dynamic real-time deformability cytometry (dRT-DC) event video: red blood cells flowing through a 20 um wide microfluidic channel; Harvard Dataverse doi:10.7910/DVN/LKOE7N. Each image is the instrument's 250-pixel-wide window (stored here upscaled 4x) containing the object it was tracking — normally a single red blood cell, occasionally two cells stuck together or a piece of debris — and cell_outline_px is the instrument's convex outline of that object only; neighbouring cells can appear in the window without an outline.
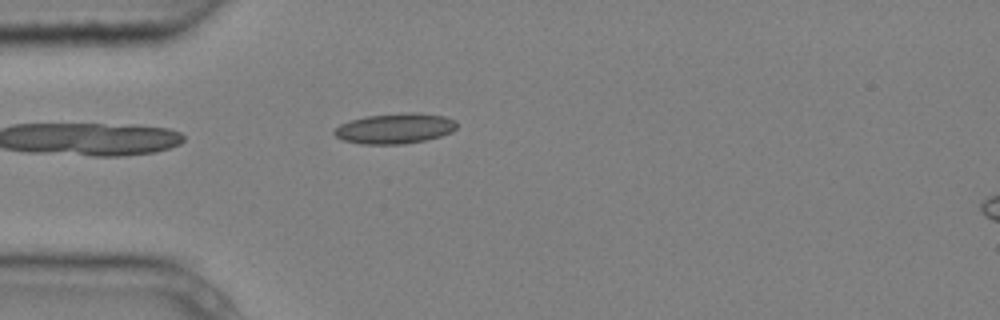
{"species": "common noctule bat (a hibernating species)", "species_latin": "Nyctalus noctula", "temperature_condition": "cold", "stored_images_in_passage": 4, "camera_frame_rate_fps": 3000, "um_per_image_px": 0.085, "animal": {"sex": "male", "body_mass_g": 20.4}, "frame": {"image": 1, "passage_image": 4, "time_ms": 1.0, "image_size_px": [1000, 320], "cell_outline_px": [[456, 128], [452, 132], [440, 136], [424, 140], [404, 144], [360, 144], [344, 140], [336, 136], [332, 132], [340, 124], [352, 120], [368, 116], [408, 112], [420, 112], [444, 116], [456, 120]], "centroid_in_image_um": [33.59, 10.91], "position_along_channel_um": 51.4, "area_um2": 21.62}}